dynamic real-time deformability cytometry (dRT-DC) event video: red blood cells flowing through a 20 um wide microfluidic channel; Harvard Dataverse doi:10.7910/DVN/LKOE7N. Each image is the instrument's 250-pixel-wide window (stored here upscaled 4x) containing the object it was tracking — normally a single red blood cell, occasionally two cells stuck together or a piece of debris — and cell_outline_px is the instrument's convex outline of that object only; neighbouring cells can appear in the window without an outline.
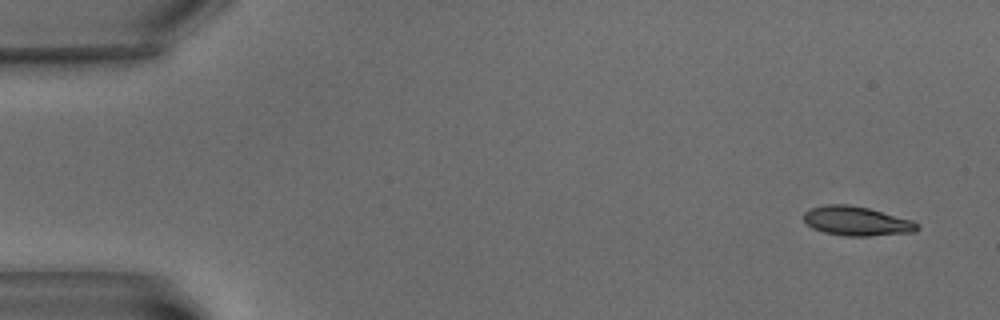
{"species": "common noctule bat (a hibernating species)", "species_latin": "Nyctalus noctula", "temperature_condition": "warm", "stored_images_in_passage": 4, "camera_frame_rate_fps": 3000, "um_per_image_px": 0.085, "animal": {"sex": "male", "body_mass_g": 15.6}, "frame": {"image": 1, "passage_image": 1, "time_ms": 0.0, "image_size_px": [1000, 320], "cell_outline_px": [[920, 228], [916, 232], [868, 236], [844, 236], [824, 232], [812, 228], [804, 220], [804, 212], [808, 208], [824, 204], [848, 204], [868, 208], [912, 220], [920, 224]], "centroid_in_image_um": [72.82, 18.79], "position_along_channel_um": 12.2, "area_um2": 19.54}}